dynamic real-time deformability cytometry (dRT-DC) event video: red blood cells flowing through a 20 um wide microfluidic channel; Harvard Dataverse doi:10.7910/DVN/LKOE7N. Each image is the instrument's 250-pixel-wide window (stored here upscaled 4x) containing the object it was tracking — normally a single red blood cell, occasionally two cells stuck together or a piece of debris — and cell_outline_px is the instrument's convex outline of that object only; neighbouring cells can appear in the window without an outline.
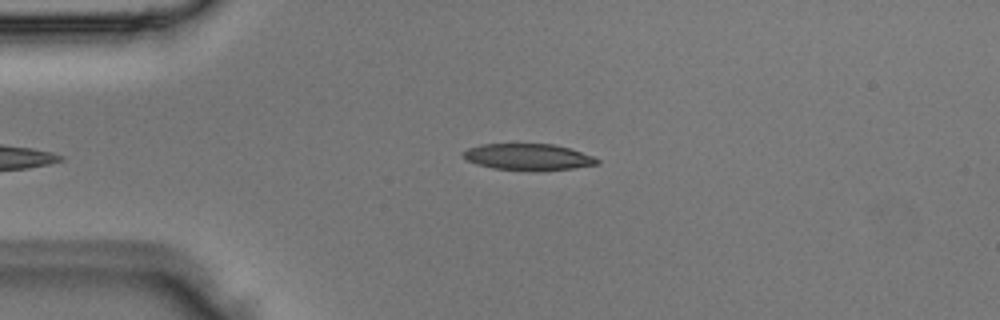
{"species": "Egyptian fruit bat (a non-hibernating species)", "species_latin": "Rousettus aegyptiacus", "temperature_condition": "room temperature", "stored_images_in_passage": 2, "camera_frame_rate_fps": 3000, "um_per_image_px": 0.085, "animal": {"sex": "male"}, "frame": {"image": 1, "passage_image": 2, "time_ms": 0.333, "image_size_px": [1000, 320], "cell_outline_px": [[600, 164], [572, 168], [492, 168], [468, 160], [460, 156], [460, 152], [468, 148], [480, 144], [552, 144], [568, 148], [592, 156], [600, 160]], "centroid_in_image_um": [44.84, 13.29], "position_along_channel_um": 40.2, "area_um2": 19.65}}